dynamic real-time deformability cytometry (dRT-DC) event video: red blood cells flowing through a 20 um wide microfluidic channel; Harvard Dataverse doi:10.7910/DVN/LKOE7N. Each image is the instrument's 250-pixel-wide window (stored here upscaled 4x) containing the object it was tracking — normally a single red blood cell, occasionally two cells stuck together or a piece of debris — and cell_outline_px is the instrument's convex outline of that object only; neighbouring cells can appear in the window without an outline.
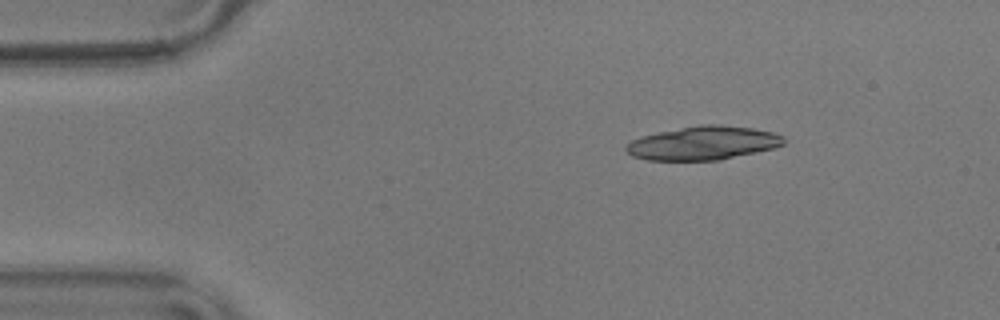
{"species": "common noctule bat (a hibernating species)", "species_latin": "Nyctalus noctula", "temperature_condition": "warm", "stored_images_in_passage": 12, "camera_frame_rate_fps": 3000, "um_per_image_px": 0.085, "animal": {"sex": "male", "body_mass_g": 17.9}, "frame": {"image": 1, "passage_image": 1, "time_ms": 0.0, "image_size_px": [1000, 320], "cell_outline_px": [[784, 144], [772, 148], [720, 160], [648, 160], [632, 156], [624, 148], [632, 140], [644, 136], [660, 132], [700, 124], [720, 124], [752, 128], [772, 132], [784, 136]], "centroid_in_image_um": [59.78, 12.16], "position_along_channel_um": 25.2, "area_um2": 30.58}}